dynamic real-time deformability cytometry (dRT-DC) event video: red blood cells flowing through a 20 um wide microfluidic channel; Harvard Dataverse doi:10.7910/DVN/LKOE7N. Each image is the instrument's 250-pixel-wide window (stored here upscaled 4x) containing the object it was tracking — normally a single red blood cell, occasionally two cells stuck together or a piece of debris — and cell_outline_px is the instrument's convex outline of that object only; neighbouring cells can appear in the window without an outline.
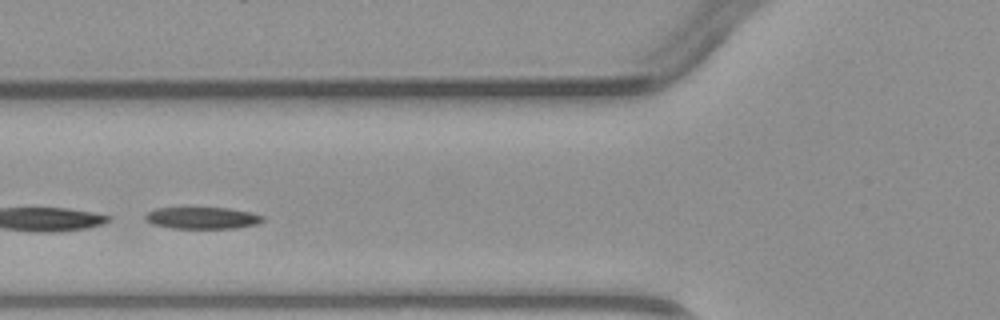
{"species": "common noctule bat (a hibernating species)", "species_latin": "Nyctalus noctula", "temperature_condition": "warm", "stored_images_in_passage": 4, "camera_frame_rate_fps": 3000, "um_per_image_px": 0.085, "animal": {"sex": "male", "body_mass_g": 23.1, "forearm_length_mm": 52.7}, "frame": {"image": 1, "passage_image": 3, "time_ms": 2.333, "image_size_px": [1000, 320], "cell_outline_px": [[264, 220], [256, 224], [236, 228], [172, 228], [152, 224], [144, 216], [148, 212], [156, 208], [228, 208], [248, 212], [264, 216]], "centroid_in_image_um": [17.2, 18.53], "position_along_channel_um": 108.6, "area_um2": 14.68}}
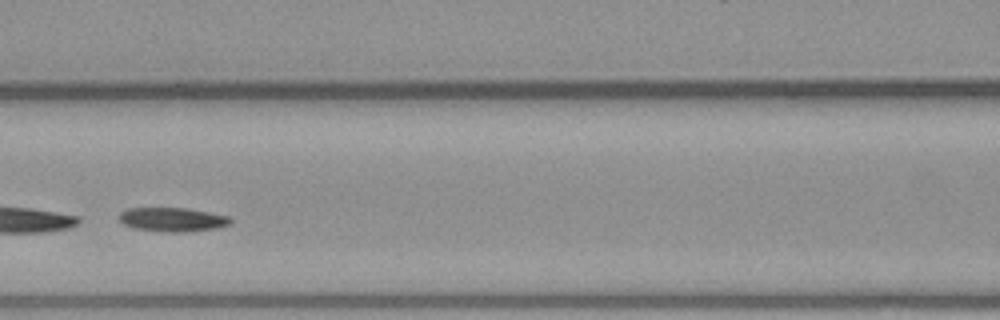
{"frame": {"image": 2, "passage_image": 4, "time_ms": 3.333, "image_size_px": [1000, 320], "cell_outline_px": [[232, 220], [228, 224], [216, 228], [180, 232], [168, 232], [132, 228], [124, 224], [116, 216], [120, 212], [128, 208], [184, 208], [208, 212], [228, 216]], "centroid_in_image_um": [14.59, 18.65], "position_along_channel_um": 152.0, "area_um2": 15.43}}